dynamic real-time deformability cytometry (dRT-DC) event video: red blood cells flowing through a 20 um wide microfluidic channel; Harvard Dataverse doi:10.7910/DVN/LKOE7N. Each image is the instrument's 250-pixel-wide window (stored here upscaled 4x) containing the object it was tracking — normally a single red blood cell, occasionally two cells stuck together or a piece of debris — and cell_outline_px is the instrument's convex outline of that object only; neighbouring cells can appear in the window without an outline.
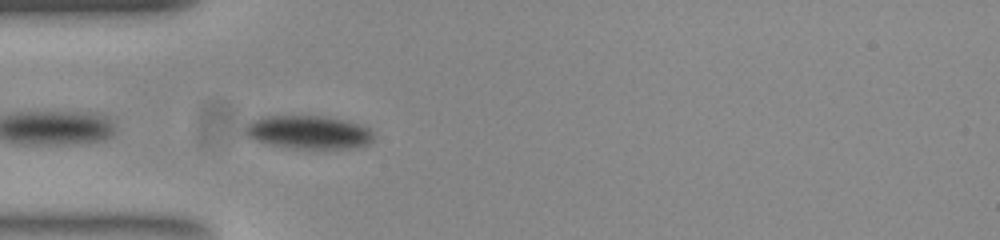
{"species": "common noctule bat (a hibernating species)", "species_latin": "Nyctalus noctula", "temperature_condition": "room temperature", "stored_images_in_passage": 5, "camera_frame_rate_fps": 3000, "um_per_image_px": 0.085, "animal": {"sex": "female", "body_mass_g": 23.0, "forearm_length_mm": 53.4}, "frame": {"image": 1, "passage_image": 3, "time_ms": 0.667, "image_size_px": [1000, 240], "cell_outline_px": [[372, 140], [368, 144], [352, 148], [292, 148], [272, 144], [256, 140], [248, 136], [244, 132], [244, 128], [252, 120], [260, 116], [324, 116], [356, 124], [368, 128], [372, 136]], "centroid_in_image_um": [26.17, 11.23], "position_along_channel_um": 58.8, "area_um2": 24.39}}